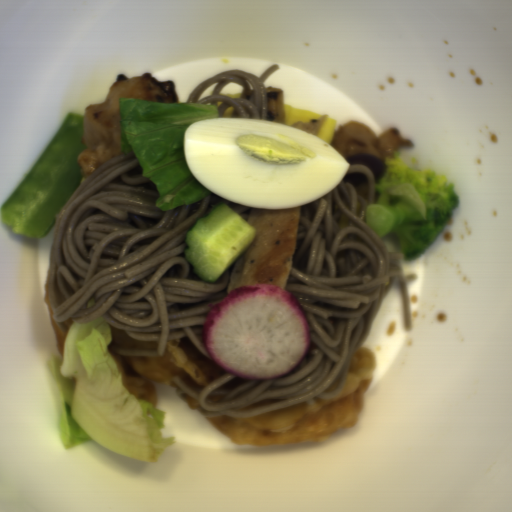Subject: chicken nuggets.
<instances>
[{
    "label": "chicken nuggets",
    "mask_w": 512,
    "mask_h": 512,
    "mask_svg": "<svg viewBox=\"0 0 512 512\" xmlns=\"http://www.w3.org/2000/svg\"><path fill=\"white\" fill-rule=\"evenodd\" d=\"M328 114H323L318 119H312L309 122H295L291 127L301 129L317 137L324 121L328 118Z\"/></svg>",
    "instance_id": "obj_3"
},
{
    "label": "chicken nuggets",
    "mask_w": 512,
    "mask_h": 512,
    "mask_svg": "<svg viewBox=\"0 0 512 512\" xmlns=\"http://www.w3.org/2000/svg\"><path fill=\"white\" fill-rule=\"evenodd\" d=\"M121 98L179 104L175 80L159 81L151 72H145L141 76L119 73L105 100L90 104L85 109L82 128L85 147L77 156V164L85 179L113 157L125 155L121 141Z\"/></svg>",
    "instance_id": "obj_1"
},
{
    "label": "chicken nuggets",
    "mask_w": 512,
    "mask_h": 512,
    "mask_svg": "<svg viewBox=\"0 0 512 512\" xmlns=\"http://www.w3.org/2000/svg\"><path fill=\"white\" fill-rule=\"evenodd\" d=\"M414 141L401 136L398 128H390L380 135L359 122H347L336 131L331 146L349 163L365 164L374 176V184L380 182L386 172V160L400 148H412Z\"/></svg>",
    "instance_id": "obj_2"
}]
</instances>
